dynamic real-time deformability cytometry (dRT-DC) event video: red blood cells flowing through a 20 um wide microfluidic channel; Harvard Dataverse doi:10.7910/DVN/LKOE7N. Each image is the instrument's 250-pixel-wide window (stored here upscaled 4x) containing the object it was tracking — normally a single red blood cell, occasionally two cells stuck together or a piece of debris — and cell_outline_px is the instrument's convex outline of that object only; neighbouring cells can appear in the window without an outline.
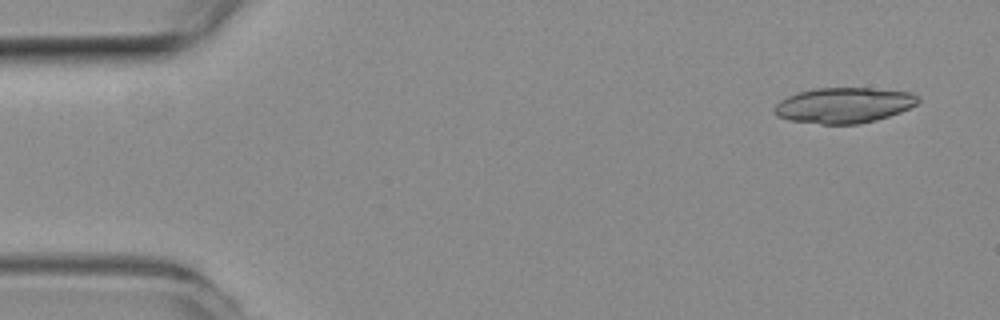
{"species": "common noctule bat (a hibernating species)", "species_latin": "Nyctalus noctula", "temperature_condition": "room temperature", "stored_images_in_passage": 17, "camera_frame_rate_fps": 3000, "um_per_image_px": 0.085, "animal": {"sex": "female", "body_mass_g": 19.3, "forearm_length_mm": 54.1}, "frame": {"image": 1, "passage_image": 2, "time_ms": 0.333, "image_size_px": [1000, 320], "cell_outline_px": [[920, 100], [916, 104], [900, 112], [876, 120], [860, 124], [820, 124], [788, 120], [776, 116], [772, 108], [780, 100], [788, 96], [800, 92], [816, 88], [868, 88], [912, 92]], "centroid_in_image_um": [71.69, 8.95], "position_along_channel_um": 13.3, "area_um2": 29.71}}